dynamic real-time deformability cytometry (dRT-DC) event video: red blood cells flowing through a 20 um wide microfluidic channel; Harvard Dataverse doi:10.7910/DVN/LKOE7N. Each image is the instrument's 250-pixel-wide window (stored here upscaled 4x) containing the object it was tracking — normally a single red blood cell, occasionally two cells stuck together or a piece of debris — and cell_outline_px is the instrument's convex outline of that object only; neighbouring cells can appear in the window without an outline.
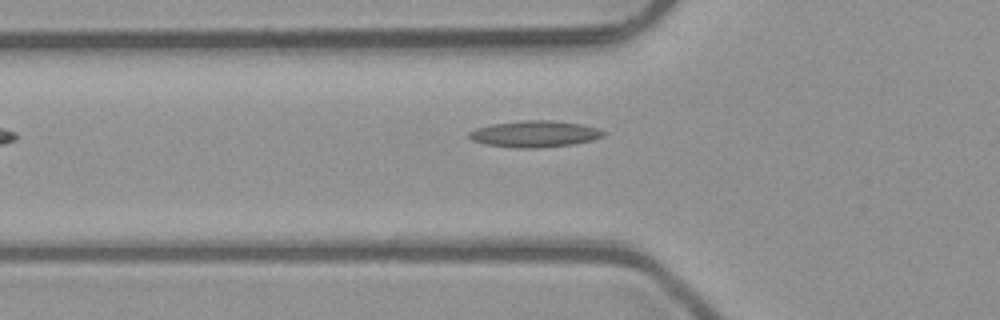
{"species": "common noctule bat (a hibernating species)", "species_latin": "Nyctalus noctula", "temperature_condition": "room temperature", "stored_images_in_passage": 5, "camera_frame_rate_fps": 3000, "um_per_image_px": 0.085, "animal": {"sex": "male", "body_mass_g": 23.1, "forearm_length_mm": 52.7}, "frame": {"image": 1, "passage_image": 5, "time_ms": 1.333, "image_size_px": [1000, 320], "cell_outline_px": [[604, 136], [592, 140], [572, 144], [540, 148], [516, 148], [484, 144], [472, 140], [468, 136], [468, 132], [476, 128], [492, 124], [524, 120], [552, 120], [580, 124], [596, 128], [604, 132]], "centroid_in_image_um": [45.41, 11.39], "position_along_channel_um": 80.4, "area_um2": 20.63}}